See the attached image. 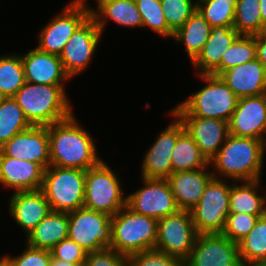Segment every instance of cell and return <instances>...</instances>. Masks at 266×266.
<instances>
[{
	"instance_id": "6da1fadb",
	"label": "cell",
	"mask_w": 266,
	"mask_h": 266,
	"mask_svg": "<svg viewBox=\"0 0 266 266\" xmlns=\"http://www.w3.org/2000/svg\"><path fill=\"white\" fill-rule=\"evenodd\" d=\"M48 137L50 165L86 171L102 161L92 136L79 125L74 113L48 126Z\"/></svg>"
},
{
	"instance_id": "7a4b0ae2",
	"label": "cell",
	"mask_w": 266,
	"mask_h": 266,
	"mask_svg": "<svg viewBox=\"0 0 266 266\" xmlns=\"http://www.w3.org/2000/svg\"><path fill=\"white\" fill-rule=\"evenodd\" d=\"M265 150L260 139L229 134L218 153L209 162L215 169L212 170L213 177L225 180L232 178L231 180L238 183L260 180Z\"/></svg>"
},
{
	"instance_id": "3957f363",
	"label": "cell",
	"mask_w": 266,
	"mask_h": 266,
	"mask_svg": "<svg viewBox=\"0 0 266 266\" xmlns=\"http://www.w3.org/2000/svg\"><path fill=\"white\" fill-rule=\"evenodd\" d=\"M65 91L64 85L25 82L14 99L32 126H50L73 114Z\"/></svg>"
},
{
	"instance_id": "277c9868",
	"label": "cell",
	"mask_w": 266,
	"mask_h": 266,
	"mask_svg": "<svg viewBox=\"0 0 266 266\" xmlns=\"http://www.w3.org/2000/svg\"><path fill=\"white\" fill-rule=\"evenodd\" d=\"M207 85L190 95L171 112L175 116H197L229 121L237 107L238 97L219 77L198 74Z\"/></svg>"
},
{
	"instance_id": "5b68a950",
	"label": "cell",
	"mask_w": 266,
	"mask_h": 266,
	"mask_svg": "<svg viewBox=\"0 0 266 266\" xmlns=\"http://www.w3.org/2000/svg\"><path fill=\"white\" fill-rule=\"evenodd\" d=\"M111 249L129 256L131 254L155 249L158 220L138 214L127 205L111 217Z\"/></svg>"
},
{
	"instance_id": "8992f818",
	"label": "cell",
	"mask_w": 266,
	"mask_h": 266,
	"mask_svg": "<svg viewBox=\"0 0 266 266\" xmlns=\"http://www.w3.org/2000/svg\"><path fill=\"white\" fill-rule=\"evenodd\" d=\"M51 211L70 213L84 206L85 170L50 165L41 187Z\"/></svg>"
},
{
	"instance_id": "52a82bcc",
	"label": "cell",
	"mask_w": 266,
	"mask_h": 266,
	"mask_svg": "<svg viewBox=\"0 0 266 266\" xmlns=\"http://www.w3.org/2000/svg\"><path fill=\"white\" fill-rule=\"evenodd\" d=\"M120 182L119 177L104 160L87 169L83 207L114 216L127 205V197L123 196Z\"/></svg>"
},
{
	"instance_id": "ba28073f",
	"label": "cell",
	"mask_w": 266,
	"mask_h": 266,
	"mask_svg": "<svg viewBox=\"0 0 266 266\" xmlns=\"http://www.w3.org/2000/svg\"><path fill=\"white\" fill-rule=\"evenodd\" d=\"M212 178L200 201L190 210L198 234L222 233L229 212L231 184Z\"/></svg>"
},
{
	"instance_id": "9c48e42d",
	"label": "cell",
	"mask_w": 266,
	"mask_h": 266,
	"mask_svg": "<svg viewBox=\"0 0 266 266\" xmlns=\"http://www.w3.org/2000/svg\"><path fill=\"white\" fill-rule=\"evenodd\" d=\"M68 238L87 253L111 247L112 221L105 213L79 208L69 213Z\"/></svg>"
},
{
	"instance_id": "30bf717a",
	"label": "cell",
	"mask_w": 266,
	"mask_h": 266,
	"mask_svg": "<svg viewBox=\"0 0 266 266\" xmlns=\"http://www.w3.org/2000/svg\"><path fill=\"white\" fill-rule=\"evenodd\" d=\"M198 235L190 211L178 210L158 220L155 249L184 262L189 257Z\"/></svg>"
},
{
	"instance_id": "8fae6325",
	"label": "cell",
	"mask_w": 266,
	"mask_h": 266,
	"mask_svg": "<svg viewBox=\"0 0 266 266\" xmlns=\"http://www.w3.org/2000/svg\"><path fill=\"white\" fill-rule=\"evenodd\" d=\"M69 4V5H68ZM60 15L41 29L36 46L40 51L59 55L76 29L91 15V7L70 2Z\"/></svg>"
},
{
	"instance_id": "7c38bea8",
	"label": "cell",
	"mask_w": 266,
	"mask_h": 266,
	"mask_svg": "<svg viewBox=\"0 0 266 266\" xmlns=\"http://www.w3.org/2000/svg\"><path fill=\"white\" fill-rule=\"evenodd\" d=\"M102 32L90 15L65 44L60 60L66 74L73 78L85 70L99 45Z\"/></svg>"
},
{
	"instance_id": "4fadbf2b",
	"label": "cell",
	"mask_w": 266,
	"mask_h": 266,
	"mask_svg": "<svg viewBox=\"0 0 266 266\" xmlns=\"http://www.w3.org/2000/svg\"><path fill=\"white\" fill-rule=\"evenodd\" d=\"M142 182V188L126 196L131 210L157 220L179 210L167 179L142 178Z\"/></svg>"
},
{
	"instance_id": "5bb4252c",
	"label": "cell",
	"mask_w": 266,
	"mask_h": 266,
	"mask_svg": "<svg viewBox=\"0 0 266 266\" xmlns=\"http://www.w3.org/2000/svg\"><path fill=\"white\" fill-rule=\"evenodd\" d=\"M238 243L222 233L199 234L183 266H239Z\"/></svg>"
},
{
	"instance_id": "9a60e30c",
	"label": "cell",
	"mask_w": 266,
	"mask_h": 266,
	"mask_svg": "<svg viewBox=\"0 0 266 266\" xmlns=\"http://www.w3.org/2000/svg\"><path fill=\"white\" fill-rule=\"evenodd\" d=\"M176 118L168 127L161 131L153 145L145 153L141 166V176L147 179H167L172 173V151L177 138L185 131L183 123Z\"/></svg>"
},
{
	"instance_id": "2e32d148",
	"label": "cell",
	"mask_w": 266,
	"mask_h": 266,
	"mask_svg": "<svg viewBox=\"0 0 266 266\" xmlns=\"http://www.w3.org/2000/svg\"><path fill=\"white\" fill-rule=\"evenodd\" d=\"M11 158L35 162L44 170L50 166L48 126H31L0 147Z\"/></svg>"
},
{
	"instance_id": "e0dca14e",
	"label": "cell",
	"mask_w": 266,
	"mask_h": 266,
	"mask_svg": "<svg viewBox=\"0 0 266 266\" xmlns=\"http://www.w3.org/2000/svg\"><path fill=\"white\" fill-rule=\"evenodd\" d=\"M228 125L231 135L263 140L266 128V94L239 98Z\"/></svg>"
},
{
	"instance_id": "ac0fdd59",
	"label": "cell",
	"mask_w": 266,
	"mask_h": 266,
	"mask_svg": "<svg viewBox=\"0 0 266 266\" xmlns=\"http://www.w3.org/2000/svg\"><path fill=\"white\" fill-rule=\"evenodd\" d=\"M208 162L229 136L228 121L197 116H177Z\"/></svg>"
},
{
	"instance_id": "d6986e66",
	"label": "cell",
	"mask_w": 266,
	"mask_h": 266,
	"mask_svg": "<svg viewBox=\"0 0 266 266\" xmlns=\"http://www.w3.org/2000/svg\"><path fill=\"white\" fill-rule=\"evenodd\" d=\"M21 59L26 82L65 85V80L71 79L66 74L59 55L40 51L36 47L22 54Z\"/></svg>"
},
{
	"instance_id": "ffe728a7",
	"label": "cell",
	"mask_w": 266,
	"mask_h": 266,
	"mask_svg": "<svg viewBox=\"0 0 266 266\" xmlns=\"http://www.w3.org/2000/svg\"><path fill=\"white\" fill-rule=\"evenodd\" d=\"M12 194L9 213L27 236L50 213L49 202L41 189Z\"/></svg>"
},
{
	"instance_id": "44dd1931",
	"label": "cell",
	"mask_w": 266,
	"mask_h": 266,
	"mask_svg": "<svg viewBox=\"0 0 266 266\" xmlns=\"http://www.w3.org/2000/svg\"><path fill=\"white\" fill-rule=\"evenodd\" d=\"M44 169L35 162L5 156L0 152V184L14 192L41 189Z\"/></svg>"
},
{
	"instance_id": "7402d4cb",
	"label": "cell",
	"mask_w": 266,
	"mask_h": 266,
	"mask_svg": "<svg viewBox=\"0 0 266 266\" xmlns=\"http://www.w3.org/2000/svg\"><path fill=\"white\" fill-rule=\"evenodd\" d=\"M219 77L238 98L266 94V67L257 58L232 67Z\"/></svg>"
},
{
	"instance_id": "603a6c76",
	"label": "cell",
	"mask_w": 266,
	"mask_h": 266,
	"mask_svg": "<svg viewBox=\"0 0 266 266\" xmlns=\"http://www.w3.org/2000/svg\"><path fill=\"white\" fill-rule=\"evenodd\" d=\"M207 168L209 165L203 169L179 171L167 178L179 210L190 211L200 201L206 185L213 178Z\"/></svg>"
},
{
	"instance_id": "cb8c5ba5",
	"label": "cell",
	"mask_w": 266,
	"mask_h": 266,
	"mask_svg": "<svg viewBox=\"0 0 266 266\" xmlns=\"http://www.w3.org/2000/svg\"><path fill=\"white\" fill-rule=\"evenodd\" d=\"M240 34L233 26L213 27L207 42L191 61L197 74H211L220 64L222 55Z\"/></svg>"
},
{
	"instance_id": "d4e9b609",
	"label": "cell",
	"mask_w": 266,
	"mask_h": 266,
	"mask_svg": "<svg viewBox=\"0 0 266 266\" xmlns=\"http://www.w3.org/2000/svg\"><path fill=\"white\" fill-rule=\"evenodd\" d=\"M96 7L97 11L91 8V16L102 33L108 19L127 28L142 27V17L135 0H99Z\"/></svg>"
},
{
	"instance_id": "484cf974",
	"label": "cell",
	"mask_w": 266,
	"mask_h": 266,
	"mask_svg": "<svg viewBox=\"0 0 266 266\" xmlns=\"http://www.w3.org/2000/svg\"><path fill=\"white\" fill-rule=\"evenodd\" d=\"M69 213H50L27 234L26 244L33 248L51 250L56 244L68 238Z\"/></svg>"
},
{
	"instance_id": "4316f807",
	"label": "cell",
	"mask_w": 266,
	"mask_h": 266,
	"mask_svg": "<svg viewBox=\"0 0 266 266\" xmlns=\"http://www.w3.org/2000/svg\"><path fill=\"white\" fill-rule=\"evenodd\" d=\"M229 200V212L265 215L266 195L260 196V180L242 181V185L232 182Z\"/></svg>"
},
{
	"instance_id": "83f0119b",
	"label": "cell",
	"mask_w": 266,
	"mask_h": 266,
	"mask_svg": "<svg viewBox=\"0 0 266 266\" xmlns=\"http://www.w3.org/2000/svg\"><path fill=\"white\" fill-rule=\"evenodd\" d=\"M211 29L210 24L197 10L174 32L173 39L176 43L185 45L187 56L192 61L207 42Z\"/></svg>"
},
{
	"instance_id": "f1b7e54d",
	"label": "cell",
	"mask_w": 266,
	"mask_h": 266,
	"mask_svg": "<svg viewBox=\"0 0 266 266\" xmlns=\"http://www.w3.org/2000/svg\"><path fill=\"white\" fill-rule=\"evenodd\" d=\"M171 162L173 173L203 169L209 165L200 148L186 130L177 138Z\"/></svg>"
},
{
	"instance_id": "f546056e",
	"label": "cell",
	"mask_w": 266,
	"mask_h": 266,
	"mask_svg": "<svg viewBox=\"0 0 266 266\" xmlns=\"http://www.w3.org/2000/svg\"><path fill=\"white\" fill-rule=\"evenodd\" d=\"M31 126L14 97H7L0 104V147Z\"/></svg>"
},
{
	"instance_id": "4dcf8cb0",
	"label": "cell",
	"mask_w": 266,
	"mask_h": 266,
	"mask_svg": "<svg viewBox=\"0 0 266 266\" xmlns=\"http://www.w3.org/2000/svg\"><path fill=\"white\" fill-rule=\"evenodd\" d=\"M243 262H266V215L259 217L250 232L238 242Z\"/></svg>"
},
{
	"instance_id": "1f68e13d",
	"label": "cell",
	"mask_w": 266,
	"mask_h": 266,
	"mask_svg": "<svg viewBox=\"0 0 266 266\" xmlns=\"http://www.w3.org/2000/svg\"><path fill=\"white\" fill-rule=\"evenodd\" d=\"M21 54L0 56V91L6 97H14L25 83Z\"/></svg>"
},
{
	"instance_id": "d6a6232c",
	"label": "cell",
	"mask_w": 266,
	"mask_h": 266,
	"mask_svg": "<svg viewBox=\"0 0 266 266\" xmlns=\"http://www.w3.org/2000/svg\"><path fill=\"white\" fill-rule=\"evenodd\" d=\"M256 58L255 36L240 35L222 55L221 64L211 73L219 76L222 72L252 61Z\"/></svg>"
},
{
	"instance_id": "836d02e7",
	"label": "cell",
	"mask_w": 266,
	"mask_h": 266,
	"mask_svg": "<svg viewBox=\"0 0 266 266\" xmlns=\"http://www.w3.org/2000/svg\"><path fill=\"white\" fill-rule=\"evenodd\" d=\"M259 0H238L233 28L240 34L255 36L263 31Z\"/></svg>"
},
{
	"instance_id": "e575fe53",
	"label": "cell",
	"mask_w": 266,
	"mask_h": 266,
	"mask_svg": "<svg viewBox=\"0 0 266 266\" xmlns=\"http://www.w3.org/2000/svg\"><path fill=\"white\" fill-rule=\"evenodd\" d=\"M238 0H197V10L213 27L233 26Z\"/></svg>"
},
{
	"instance_id": "d590c367",
	"label": "cell",
	"mask_w": 266,
	"mask_h": 266,
	"mask_svg": "<svg viewBox=\"0 0 266 266\" xmlns=\"http://www.w3.org/2000/svg\"><path fill=\"white\" fill-rule=\"evenodd\" d=\"M142 17V27L151 28L163 37L173 38L174 32L168 27L160 0H135Z\"/></svg>"
},
{
	"instance_id": "8d00e7d4",
	"label": "cell",
	"mask_w": 266,
	"mask_h": 266,
	"mask_svg": "<svg viewBox=\"0 0 266 266\" xmlns=\"http://www.w3.org/2000/svg\"><path fill=\"white\" fill-rule=\"evenodd\" d=\"M194 0H160L168 27L175 32L197 11Z\"/></svg>"
},
{
	"instance_id": "74e56055",
	"label": "cell",
	"mask_w": 266,
	"mask_h": 266,
	"mask_svg": "<svg viewBox=\"0 0 266 266\" xmlns=\"http://www.w3.org/2000/svg\"><path fill=\"white\" fill-rule=\"evenodd\" d=\"M264 215H251L248 213L230 212L227 216L222 234L231 241L238 243L255 226L259 217Z\"/></svg>"
},
{
	"instance_id": "f35d334b",
	"label": "cell",
	"mask_w": 266,
	"mask_h": 266,
	"mask_svg": "<svg viewBox=\"0 0 266 266\" xmlns=\"http://www.w3.org/2000/svg\"><path fill=\"white\" fill-rule=\"evenodd\" d=\"M129 266H183V262L175 256L157 249L137 252L128 256Z\"/></svg>"
},
{
	"instance_id": "ab89813d",
	"label": "cell",
	"mask_w": 266,
	"mask_h": 266,
	"mask_svg": "<svg viewBox=\"0 0 266 266\" xmlns=\"http://www.w3.org/2000/svg\"><path fill=\"white\" fill-rule=\"evenodd\" d=\"M2 257L10 266H50L51 264L50 250L33 248L27 244L19 256L6 255Z\"/></svg>"
},
{
	"instance_id": "60d3db41",
	"label": "cell",
	"mask_w": 266,
	"mask_h": 266,
	"mask_svg": "<svg viewBox=\"0 0 266 266\" xmlns=\"http://www.w3.org/2000/svg\"><path fill=\"white\" fill-rule=\"evenodd\" d=\"M50 252L53 258L77 265H84L87 257V252L70 238L56 244Z\"/></svg>"
},
{
	"instance_id": "b9f144b4",
	"label": "cell",
	"mask_w": 266,
	"mask_h": 266,
	"mask_svg": "<svg viewBox=\"0 0 266 266\" xmlns=\"http://www.w3.org/2000/svg\"><path fill=\"white\" fill-rule=\"evenodd\" d=\"M84 266H129L128 256L111 248L88 252Z\"/></svg>"
},
{
	"instance_id": "7bdbcfd3",
	"label": "cell",
	"mask_w": 266,
	"mask_h": 266,
	"mask_svg": "<svg viewBox=\"0 0 266 266\" xmlns=\"http://www.w3.org/2000/svg\"><path fill=\"white\" fill-rule=\"evenodd\" d=\"M256 58L266 67V30L255 35Z\"/></svg>"
},
{
	"instance_id": "ee69618b",
	"label": "cell",
	"mask_w": 266,
	"mask_h": 266,
	"mask_svg": "<svg viewBox=\"0 0 266 266\" xmlns=\"http://www.w3.org/2000/svg\"><path fill=\"white\" fill-rule=\"evenodd\" d=\"M260 1V13L262 19V27L266 30V0H259Z\"/></svg>"
},
{
	"instance_id": "f6af8a7d",
	"label": "cell",
	"mask_w": 266,
	"mask_h": 266,
	"mask_svg": "<svg viewBox=\"0 0 266 266\" xmlns=\"http://www.w3.org/2000/svg\"><path fill=\"white\" fill-rule=\"evenodd\" d=\"M50 266H84V265H77V264H72L57 258H53L51 256V264Z\"/></svg>"
},
{
	"instance_id": "bcb514c9",
	"label": "cell",
	"mask_w": 266,
	"mask_h": 266,
	"mask_svg": "<svg viewBox=\"0 0 266 266\" xmlns=\"http://www.w3.org/2000/svg\"><path fill=\"white\" fill-rule=\"evenodd\" d=\"M239 266H266V262H243Z\"/></svg>"
},
{
	"instance_id": "7dc6e473",
	"label": "cell",
	"mask_w": 266,
	"mask_h": 266,
	"mask_svg": "<svg viewBox=\"0 0 266 266\" xmlns=\"http://www.w3.org/2000/svg\"><path fill=\"white\" fill-rule=\"evenodd\" d=\"M96 1L98 2L99 0H96ZM71 2L82 5V6L90 7V6H88L89 5L88 3L86 4V2H87L86 0H73Z\"/></svg>"
},
{
	"instance_id": "c3c4849f",
	"label": "cell",
	"mask_w": 266,
	"mask_h": 266,
	"mask_svg": "<svg viewBox=\"0 0 266 266\" xmlns=\"http://www.w3.org/2000/svg\"><path fill=\"white\" fill-rule=\"evenodd\" d=\"M0 266H10V265L8 264V262L3 257H1Z\"/></svg>"
},
{
	"instance_id": "681fc988",
	"label": "cell",
	"mask_w": 266,
	"mask_h": 266,
	"mask_svg": "<svg viewBox=\"0 0 266 266\" xmlns=\"http://www.w3.org/2000/svg\"><path fill=\"white\" fill-rule=\"evenodd\" d=\"M7 97L0 91V104L6 99Z\"/></svg>"
},
{
	"instance_id": "f907efd6",
	"label": "cell",
	"mask_w": 266,
	"mask_h": 266,
	"mask_svg": "<svg viewBox=\"0 0 266 266\" xmlns=\"http://www.w3.org/2000/svg\"><path fill=\"white\" fill-rule=\"evenodd\" d=\"M263 143H264V145H265V147H266V128H265V131H264V136H263Z\"/></svg>"
}]
</instances>
